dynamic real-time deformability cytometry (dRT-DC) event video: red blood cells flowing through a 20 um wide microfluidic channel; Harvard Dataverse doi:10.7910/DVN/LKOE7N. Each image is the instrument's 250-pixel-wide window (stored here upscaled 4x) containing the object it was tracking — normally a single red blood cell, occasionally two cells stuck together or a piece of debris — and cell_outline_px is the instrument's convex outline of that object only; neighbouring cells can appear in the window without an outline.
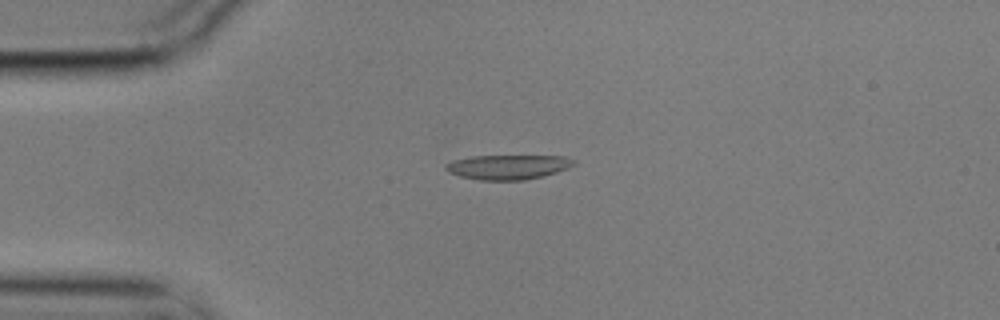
{"species": "common noctule bat (a hibernating species)", "species_latin": "Nyctalus noctula", "temperature_condition": "cold", "stored_images_in_passage": 3, "camera_frame_rate_fps": 3000, "um_per_image_px": 0.085, "animal": {"sex": "male", "body_mass_g": 17.9}, "frame": {"image": 1, "passage_image": 2, "time_ms": 0.333, "image_size_px": [1000, 320], "cell_outline_px": [[576, 164], [568, 168], [544, 176], [524, 180], [480, 180], [460, 176], [448, 172], [444, 168], [444, 164], [452, 160], [472, 156], [564, 156], [576, 160]], "centroid_in_image_um": [43.17, 14.19], "position_along_channel_um": 41.8, "area_um2": 18.5}}